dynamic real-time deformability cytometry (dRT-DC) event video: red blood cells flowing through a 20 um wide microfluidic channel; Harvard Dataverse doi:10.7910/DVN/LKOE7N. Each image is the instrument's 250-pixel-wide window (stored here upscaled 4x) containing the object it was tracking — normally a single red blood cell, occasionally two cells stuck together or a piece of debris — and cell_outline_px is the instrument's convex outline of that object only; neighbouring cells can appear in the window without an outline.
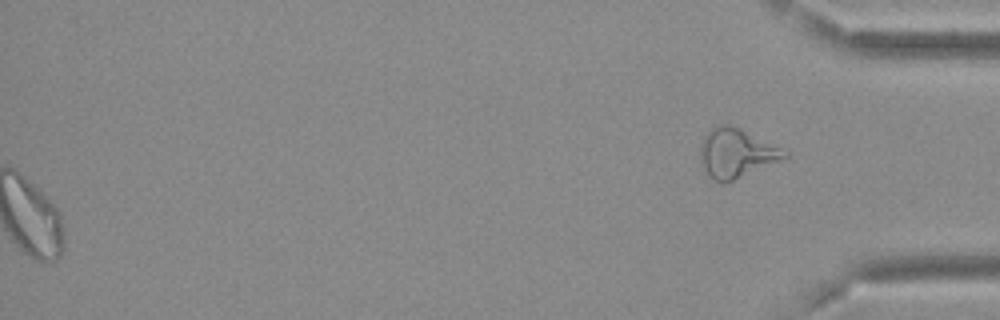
{"species": "Egyptian fruit bat (a non-hibernating species)", "species_latin": "Rousettus aegyptiacus", "temperature_condition": "cold", "stored_images_in_passage": 55, "segment_of_instrument_passage": [2, 2], "camera_frame_rate_fps": 3000, "um_per_image_px": 0.085, "frame": {"image": 1, "passage_image": 55, "time_ms": 18.0, "image_size_px": [1000, 320], "cell_outline_px": [[788, 156], [780, 160], [732, 180], [716, 180], [708, 172], [700, 160], [700, 144], [704, 136], [712, 128], [720, 124], [728, 124], [740, 128], [788, 152]], "centroid_in_image_um": [62.57, 12.97], "position_along_channel_um": 372.6, "area_um2": 23.06}}